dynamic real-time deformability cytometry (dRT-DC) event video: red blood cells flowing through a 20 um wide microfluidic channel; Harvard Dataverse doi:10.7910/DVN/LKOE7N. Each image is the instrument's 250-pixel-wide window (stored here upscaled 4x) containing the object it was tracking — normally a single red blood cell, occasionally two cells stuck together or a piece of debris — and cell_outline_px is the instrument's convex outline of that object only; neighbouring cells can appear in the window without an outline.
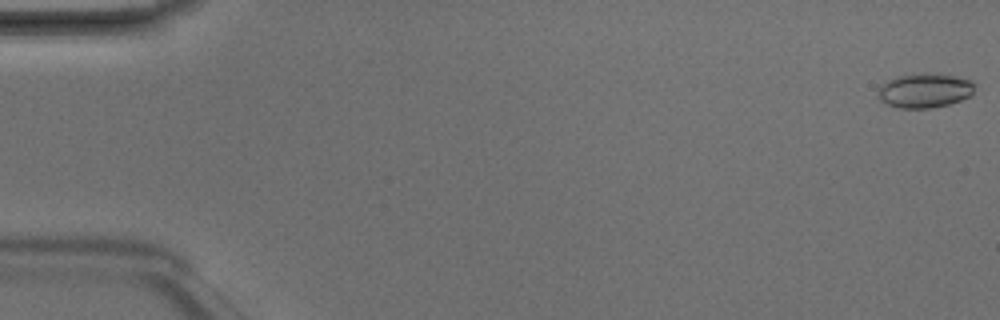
{"species": "Egyptian fruit bat (a non-hibernating species)", "species_latin": "Rousettus aegyptiacus", "temperature_condition": "room temperature", "stored_images_in_passage": 5, "camera_frame_rate_fps": 3000, "um_per_image_px": 0.085, "animal": {"sex": "male"}, "frame": {"image": 1, "passage_image": 1, "time_ms": 0.0, "image_size_px": [1000, 320], "cell_outline_px": [[972, 92], [968, 96], [960, 100], [948, 104], [932, 108], [900, 108], [888, 104], [880, 100], [876, 96], [880, 84], [896, 76], [924, 72], [956, 76], [972, 80]], "centroid_in_image_um": [78.53, 7.68], "position_along_channel_um": 6.5, "area_um2": 19.42}}
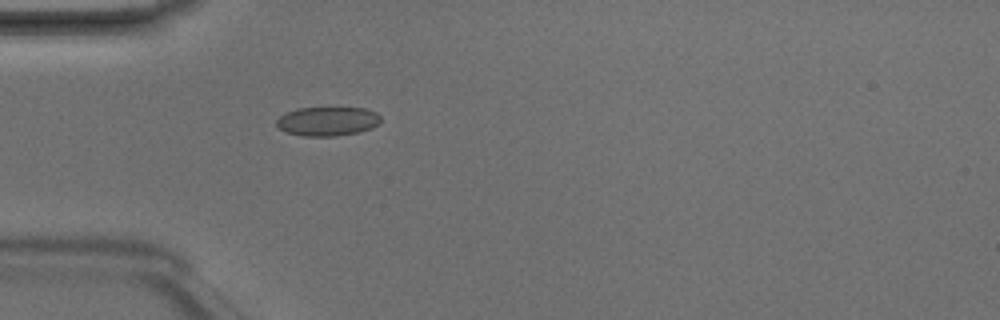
{"frame": {"image": 2, "passage_image": 5, "time_ms": 1.333, "image_size_px": [1000, 320], "cell_outline_px": [[380, 124], [372, 128], [360, 132], [336, 136], [300, 136], [284, 132], [276, 124], [276, 120], [280, 116], [288, 112], [300, 108], [364, 108], [376, 112], [380, 116]], "centroid_in_image_um": [27.86, 10.32], "position_along_channel_um": 57.1, "area_um2": 17.74}}